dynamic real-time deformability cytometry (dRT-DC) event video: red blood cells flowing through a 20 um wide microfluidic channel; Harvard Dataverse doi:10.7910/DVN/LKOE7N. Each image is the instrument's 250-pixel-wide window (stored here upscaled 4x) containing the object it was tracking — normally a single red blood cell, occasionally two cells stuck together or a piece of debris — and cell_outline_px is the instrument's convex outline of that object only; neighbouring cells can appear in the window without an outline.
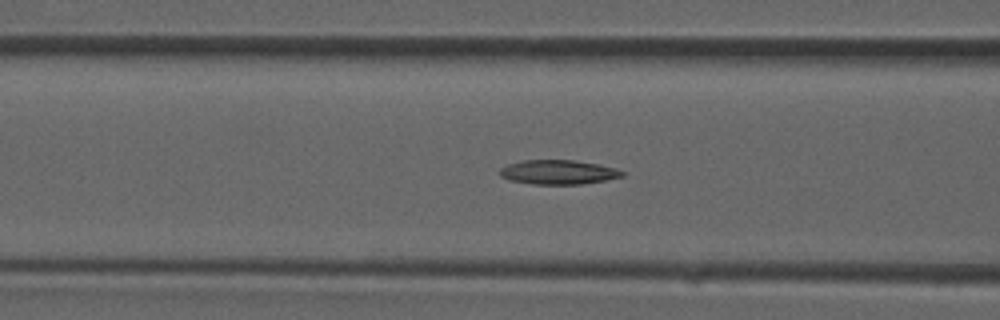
{"species": "common noctule bat (a hibernating species)", "species_latin": "Nyctalus noctula", "temperature_condition": "room temperature", "stored_images_in_passage": 7, "camera_frame_rate_fps": 3000, "um_per_image_px": 0.085, "animal": {"sex": "male", "forearm_length_mm": 52.5}, "frame": {"image": 1, "passage_image": 5, "time_ms": 1.333, "image_size_px": [1000, 320], "cell_outline_px": [[624, 176], [604, 180], [580, 184], [532, 184], [508, 180], [500, 176], [500, 168], [508, 164], [524, 160], [576, 160], [616, 168], [624, 172]], "centroid_in_image_um": [47.42, 14.63], "position_along_channel_um": 119.2, "area_um2": 17.28}}